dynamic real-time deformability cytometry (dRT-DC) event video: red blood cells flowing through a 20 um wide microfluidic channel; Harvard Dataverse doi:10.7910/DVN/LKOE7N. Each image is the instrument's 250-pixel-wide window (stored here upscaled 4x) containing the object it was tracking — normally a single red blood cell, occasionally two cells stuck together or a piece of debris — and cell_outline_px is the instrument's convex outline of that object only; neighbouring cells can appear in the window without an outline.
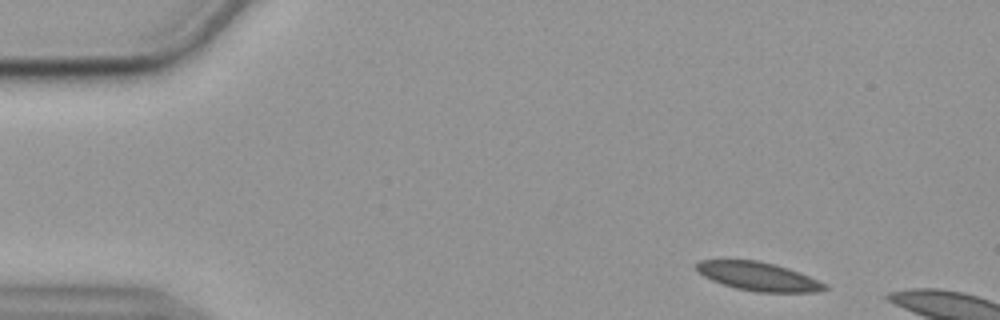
{"species": "common noctule bat (a hibernating species)", "species_latin": "Nyctalus noctula", "temperature_condition": "cold", "stored_images_in_passage": 8, "camera_frame_rate_fps": 3000, "um_per_image_px": 0.085, "animal": {"sex": "female", "body_mass_g": 19.9}, "frame": {"image": 1, "passage_image": 3, "time_ms": 0.667, "image_size_px": [1000, 320], "cell_outline_px": [[828, 288], [816, 292], [756, 292], [736, 288], [712, 280], [696, 272], [692, 268], [700, 260], [756, 260], [788, 268], [828, 284]], "centroid_in_image_um": [64.42, 23.49], "position_along_channel_um": 20.6, "area_um2": 21.33}}